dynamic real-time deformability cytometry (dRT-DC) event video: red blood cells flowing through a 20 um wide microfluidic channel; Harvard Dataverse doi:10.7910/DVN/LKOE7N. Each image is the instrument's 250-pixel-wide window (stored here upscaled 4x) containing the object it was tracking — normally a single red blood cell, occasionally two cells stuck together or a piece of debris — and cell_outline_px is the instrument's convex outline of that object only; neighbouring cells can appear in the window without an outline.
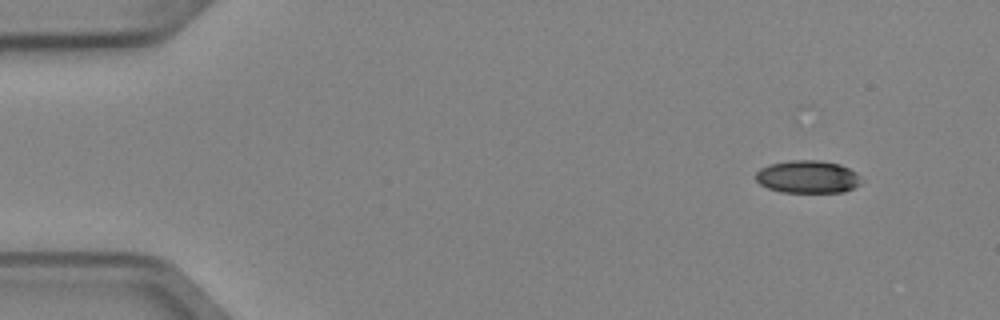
{"species": "Egyptian fruit bat (a non-hibernating species)", "species_latin": "Rousettus aegyptiacus", "temperature_condition": "cold", "stored_images_in_passage": 4, "camera_frame_rate_fps": 3000, "um_per_image_px": 0.085, "animal": {"sex": "female"}, "frame": {"image": 1, "passage_image": 1, "time_ms": 0.0, "image_size_px": [1000, 320], "cell_outline_px": [[864, 180], [860, 184], [844, 192], [780, 192], [768, 188], [760, 184], [756, 180], [756, 172], [760, 168], [768, 164], [788, 160], [820, 160], [840, 164], [856, 172]], "centroid_in_image_um": [68.66, 15.02], "position_along_channel_um": 16.3, "area_um2": 20.35}}
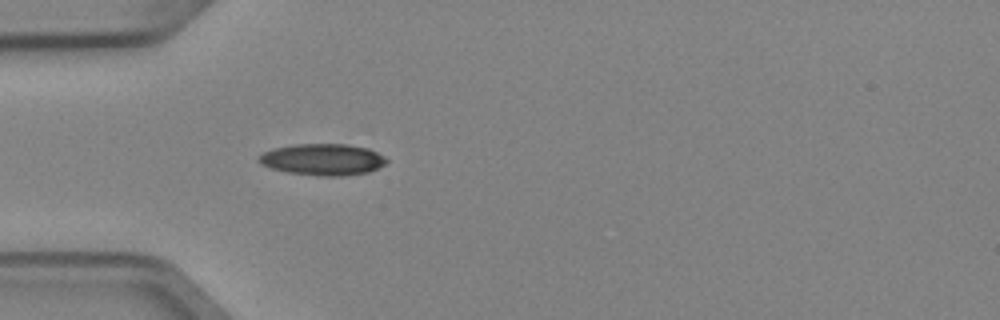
{"frame": {"image": 2, "passage_image": 4, "time_ms": 1.0, "image_size_px": [1000, 320], "cell_outline_px": [[388, 160], [384, 164], [368, 172], [344, 176], [320, 176], [288, 172], [272, 168], [260, 164], [256, 160], [256, 156], [272, 148], [292, 144], [348, 144], [368, 148], [384, 156]], "centroid_in_image_um": [27.38, 13.55], "position_along_channel_um": 57.6, "area_um2": 23.58}}